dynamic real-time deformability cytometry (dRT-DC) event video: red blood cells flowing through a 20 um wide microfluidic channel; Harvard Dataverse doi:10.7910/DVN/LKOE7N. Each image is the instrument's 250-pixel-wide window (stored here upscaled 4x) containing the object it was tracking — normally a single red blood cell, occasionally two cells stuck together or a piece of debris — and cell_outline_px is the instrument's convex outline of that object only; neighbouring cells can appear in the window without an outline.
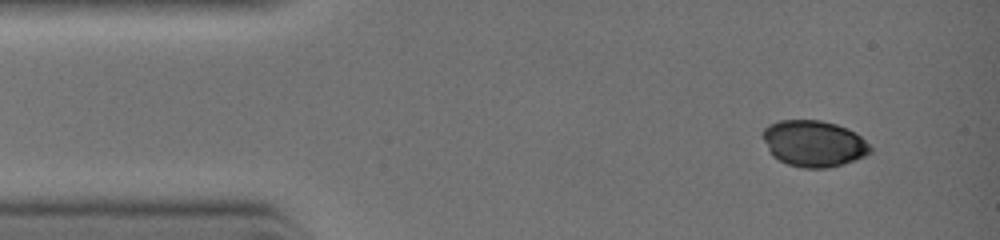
{"species": "common noctule bat (a hibernating species)", "species_latin": "Nyctalus noctula", "temperature_condition": "warm", "stored_images_in_passage": 11, "camera_frame_rate_fps": 3000, "um_per_image_px": 0.085, "animal": {"sex": "female", "body_mass_g": 19.0, "forearm_length_mm": 51.5}, "frame": {"image": 1, "passage_image": 1, "time_ms": 0.0, "image_size_px": [1000, 240], "cell_outline_px": [[872, 148], [864, 156], [840, 164], [824, 168], [804, 168], [788, 164], [772, 156], [764, 140], [764, 128], [768, 124], [780, 120], [820, 120], [836, 124], [848, 128], [856, 132]], "centroid_in_image_um": [69.15, 12.18], "position_along_channel_um": 15.8, "area_um2": 28.61}}
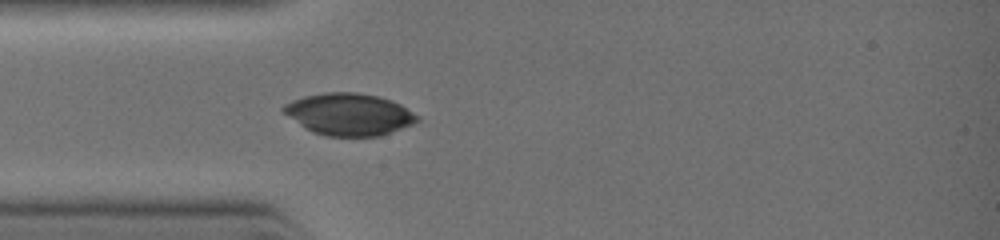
{"frame": {"image": 2, "passage_image": 6, "time_ms": 2.0, "image_size_px": [1000, 240], "cell_outline_px": [[420, 120], [412, 124], [380, 136], [324, 136], [312, 132], [304, 128], [284, 112], [280, 108], [284, 104], [292, 100], [304, 96], [324, 92], [356, 92], [376, 96], [392, 100], [400, 104], [416, 116]], "centroid_in_image_um": [29.63, 9.71], "position_along_channel_um": 55.4, "area_um2": 32.54}}
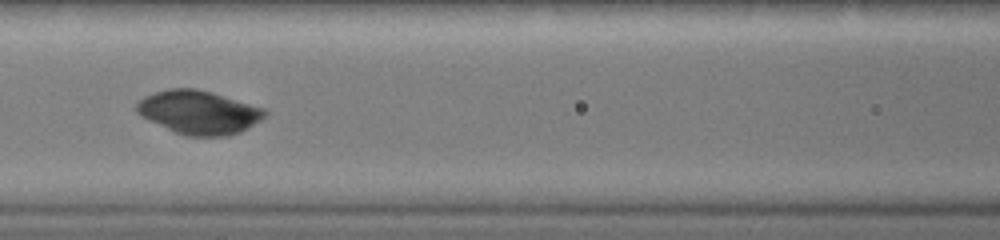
{"frame": {"image": 3, "passage_image": 10, "time_ms": 3.667, "image_size_px": [1000, 240], "cell_outline_px": [[264, 116], [260, 120], [240, 132], [228, 136], [184, 136], [148, 120], [140, 116], [136, 112], [136, 104], [144, 96], [168, 88], [196, 88], [212, 92], [264, 108]], "centroid_in_image_um": [16.85, 9.54], "position_along_channel_um": 149.7, "area_um2": 32.37}}